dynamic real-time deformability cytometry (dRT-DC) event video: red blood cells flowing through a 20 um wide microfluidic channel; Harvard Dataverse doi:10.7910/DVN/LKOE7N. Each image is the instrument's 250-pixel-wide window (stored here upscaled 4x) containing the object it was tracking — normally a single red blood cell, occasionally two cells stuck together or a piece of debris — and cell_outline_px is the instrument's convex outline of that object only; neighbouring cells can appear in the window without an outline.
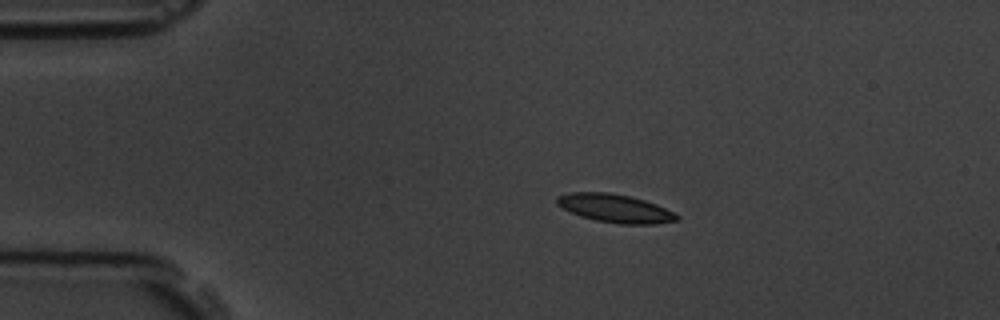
{"species": "common noctule bat (a hibernating species)", "species_latin": "Nyctalus noctula", "temperature_condition": "room temperature", "stored_images_in_passage": 14, "camera_frame_rate_fps": 3000, "um_per_image_px": 0.085, "animal": {"sex": "male", "body_mass_g": 19.5, "forearm_length_mm": 54.6}, "frame": {"image": 1, "passage_image": 3, "time_ms": 2.333, "image_size_px": [1000, 320], "cell_outline_px": [[680, 220], [656, 224], [620, 224], [596, 220], [580, 216], [556, 204], [556, 196], [568, 192], [608, 192], [632, 196], [656, 204], [680, 216]], "centroid_in_image_um": [52.28, 17.7], "position_along_channel_um": 32.7, "area_um2": 19.83}}
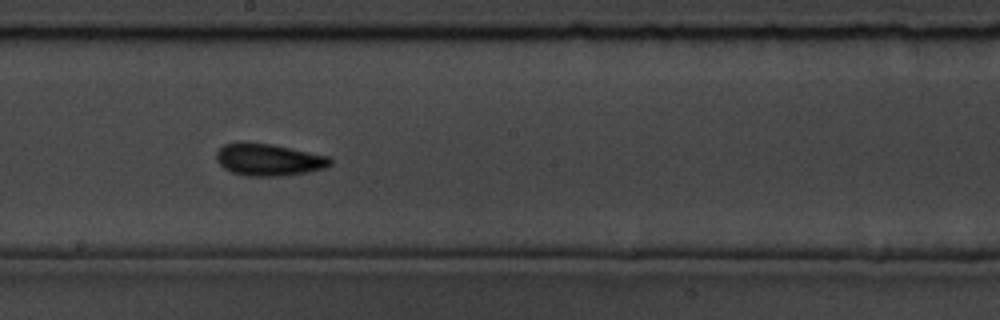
{"frame": {"image": 2, "passage_image": 8, "time_ms": 9.0, "image_size_px": [1000, 320], "cell_outline_px": [[332, 164], [324, 168], [308, 172], [280, 176], [248, 176], [232, 172], [224, 168], [216, 160], [216, 152], [224, 144], [240, 140], [272, 144], [332, 156]], "centroid_in_image_um": [22.84, 13.55], "position_along_channel_um": 225.4, "area_um2": 21.73}}
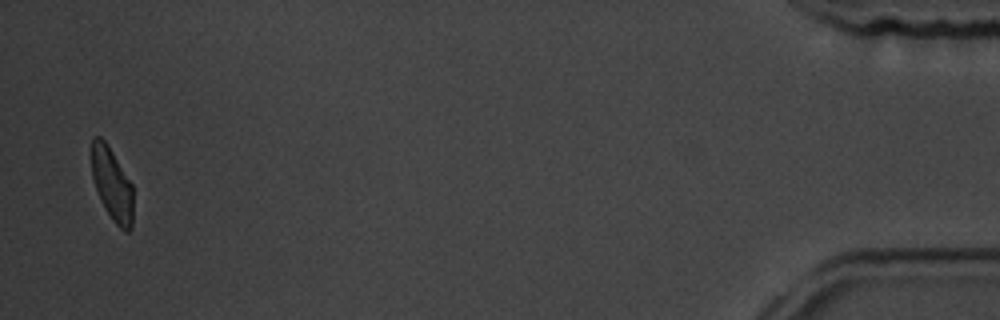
{"frame": {"image": 3, "passage_image": 14, "time_ms": 17.0, "image_size_px": [1000, 320], "cell_outline_px": [[132, 228], [128, 232], [124, 232], [112, 220], [96, 188], [92, 176], [92, 136], [100, 136], [108, 144], [132, 184]], "centroid_in_image_um": [9.53, 15.64], "position_along_channel_um": 425.7, "area_um2": 17.4}, "authors_computed_cell_mechanics": {"area_um2": 19.4208, "velocity_mm_per_s": 3.6151, "shape_relaxation_time_tau1_ms": 1.5579, "shape_relaxation_time_tau2_ms": 1.8492, "deformation_change_tau1": 0.1034, "deformation_change_tau2": 0.0821}}